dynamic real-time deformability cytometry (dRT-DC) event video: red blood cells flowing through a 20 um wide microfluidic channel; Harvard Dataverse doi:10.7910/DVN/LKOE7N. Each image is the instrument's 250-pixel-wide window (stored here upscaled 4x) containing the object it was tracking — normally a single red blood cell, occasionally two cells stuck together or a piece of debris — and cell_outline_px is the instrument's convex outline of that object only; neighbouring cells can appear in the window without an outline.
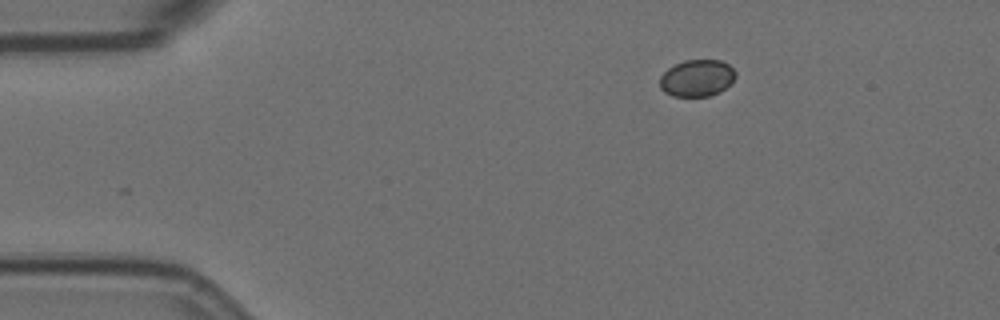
{"species": "Egyptian fruit bat (a non-hibernating species)", "species_latin": "Rousettus aegyptiacus", "temperature_condition": "room temperature", "stored_images_in_passage": 42, "camera_frame_rate_fps": 3000, "um_per_image_px": 0.085, "animal": {"sex": "female"}, "frame": {"image": 1, "passage_image": 1, "time_ms": 0.0, "image_size_px": [1000, 320], "cell_outline_px": [[736, 76], [720, 92], [708, 96], [672, 96], [664, 92], [660, 88], [660, 76], [668, 68], [684, 60], [720, 60], [728, 64], [736, 72]], "centroid_in_image_um": [59.22, 6.63], "position_along_channel_um": 25.8, "area_um2": 16.18}}
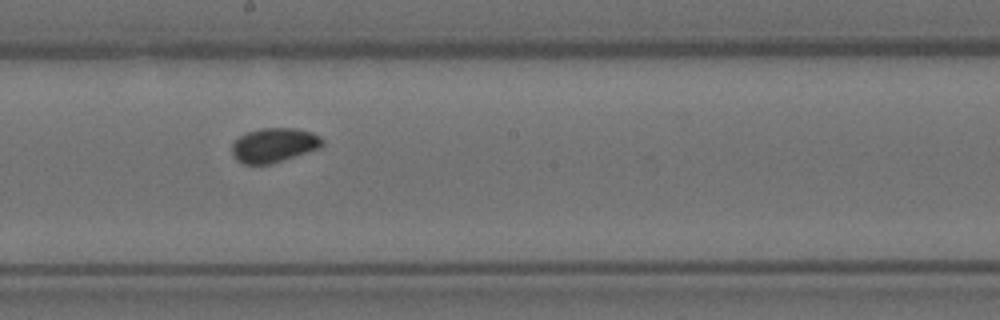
{"frame": {"image": 2, "passage_image": 23, "time_ms": 7.333, "image_size_px": [1000, 320], "cell_outline_px": [[324, 144], [320, 148], [268, 164], [244, 164], [236, 160], [232, 156], [232, 144], [240, 136], [248, 132], [260, 128], [296, 128], [312, 132], [320, 136], [324, 140]], "centroid_in_image_um": [23.29, 12.32], "position_along_channel_um": 224.9, "area_um2": 18.03}}
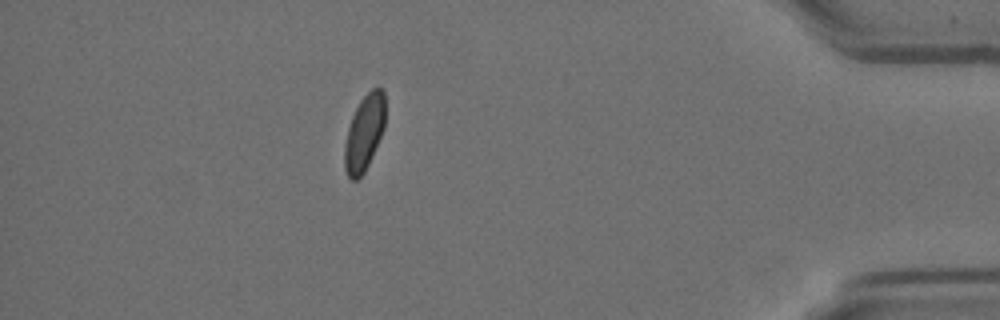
{"frame": {"image": 3, "passage_image": 42, "time_ms": 13.667, "image_size_px": [1000, 320], "cell_outline_px": [[384, 128], [372, 156], [364, 172], [356, 180], [352, 180], [348, 176], [344, 168], [344, 144], [348, 128], [352, 116], [360, 100], [372, 88], [380, 88], [384, 92]], "centroid_in_image_um": [30.94, 11.3], "position_along_channel_um": 404.3, "area_um2": 17.74}, "authors_computed_cell_mechanics": {"area_um2": 17.8313, "velocity_mm_per_s": 3.5911, "shape_relaxation_time_tau1_ms": 0.6227, "shape_relaxation_time_tau2_ms": null, "deformation_change_tau1": 0.0201, "deformation_change_tau2": null}}